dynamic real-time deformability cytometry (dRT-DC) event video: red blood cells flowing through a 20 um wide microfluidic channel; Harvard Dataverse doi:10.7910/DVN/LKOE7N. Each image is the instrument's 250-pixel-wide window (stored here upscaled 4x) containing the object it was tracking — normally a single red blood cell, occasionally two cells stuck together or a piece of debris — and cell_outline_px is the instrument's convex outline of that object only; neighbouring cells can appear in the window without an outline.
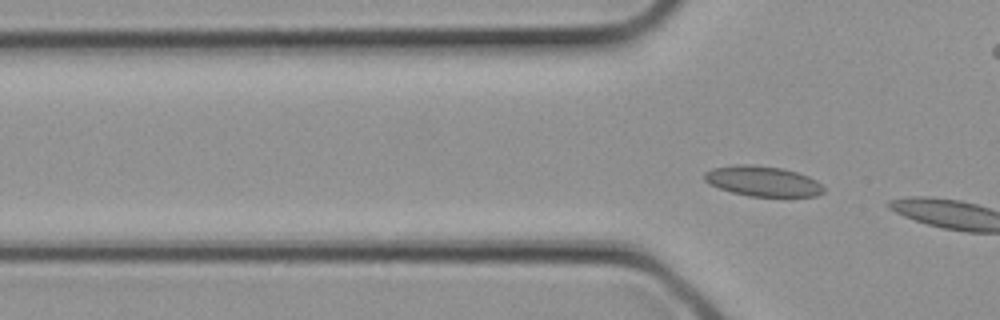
{"species": "common noctule bat (a hibernating species)", "species_latin": "Nyctalus noctula", "temperature_condition": "cold", "stored_images_in_passage": 5, "camera_frame_rate_fps": 3000, "um_per_image_px": 0.085, "animal": {"sex": "female", "body_mass_g": 21.9}, "frame": {"image": 1, "passage_image": 5, "time_ms": 1.333, "image_size_px": [1000, 320], "cell_outline_px": [[824, 192], [816, 196], [748, 196], [732, 192], [708, 184], [704, 180], [704, 172], [712, 168], [732, 164], [752, 164], [780, 168], [796, 172], [808, 176], [816, 180], [824, 188]], "centroid_in_image_um": [64.79, 15.39], "position_along_channel_um": 61.0, "area_um2": 21.04}}